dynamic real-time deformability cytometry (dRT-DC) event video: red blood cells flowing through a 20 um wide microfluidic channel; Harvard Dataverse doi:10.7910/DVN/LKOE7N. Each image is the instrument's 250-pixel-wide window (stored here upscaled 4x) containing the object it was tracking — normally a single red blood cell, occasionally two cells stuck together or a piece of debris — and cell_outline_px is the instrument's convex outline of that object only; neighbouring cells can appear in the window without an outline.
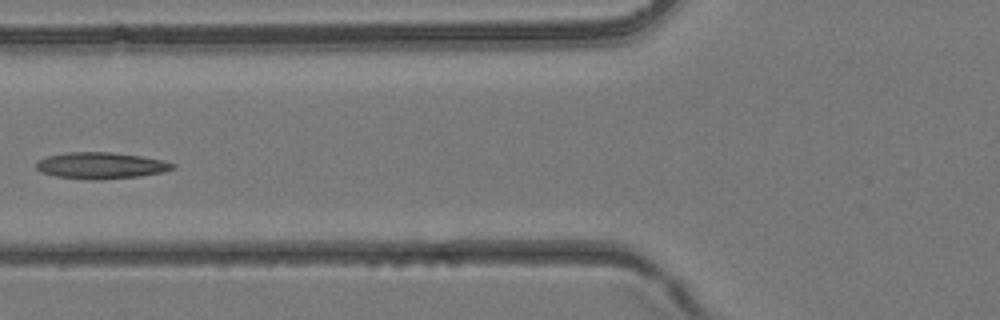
{"species": "common noctule bat (a hibernating species)", "species_latin": "Nyctalus noctula", "temperature_condition": "room temperature", "stored_images_in_passage": 5, "camera_frame_rate_fps": 3000, "um_per_image_px": 0.085, "animal": {"sex": "female", "body_mass_g": 24.6, "forearm_length_mm": 56.2}, "frame": {"image": 1, "passage_image": 5, "time_ms": 1.333, "image_size_px": [1000, 320], "cell_outline_px": [[176, 168], [164, 172], [140, 176], [100, 180], [88, 180], [56, 176], [40, 172], [36, 168], [36, 160], [48, 156], [64, 152], [112, 152], [140, 156], [160, 160], [176, 164]], "centroid_in_image_um": [8.55, 14.07], "position_along_channel_um": 117.2, "area_um2": 21.21}}